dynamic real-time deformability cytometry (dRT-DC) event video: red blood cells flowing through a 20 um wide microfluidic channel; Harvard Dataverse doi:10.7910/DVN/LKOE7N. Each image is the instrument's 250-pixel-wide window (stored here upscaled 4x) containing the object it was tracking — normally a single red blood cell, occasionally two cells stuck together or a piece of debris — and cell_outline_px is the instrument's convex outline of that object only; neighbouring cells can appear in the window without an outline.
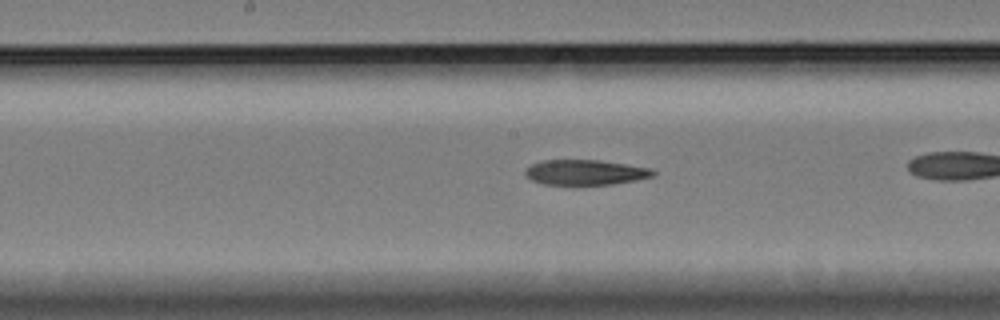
{"species": "Egyptian fruit bat (a non-hibernating species)", "species_latin": "Rousettus aegyptiacus", "temperature_condition": "cold", "stored_images_in_passage": 38, "camera_frame_rate_fps": 3000, "um_per_image_px": 0.085, "animal": {"sex": "female"}, "frame": {"image": 1, "passage_image": 22, "time_ms": 7.0, "image_size_px": [1000, 320], "cell_outline_px": [[656, 172], [652, 176], [636, 180], [612, 184], [576, 188], [572, 188], [544, 184], [532, 180], [524, 176], [524, 172], [532, 164], [544, 160], [596, 160], [652, 168]], "centroid_in_image_um": [49.7, 14.71], "position_along_channel_um": 198.5, "area_um2": 19.54}}
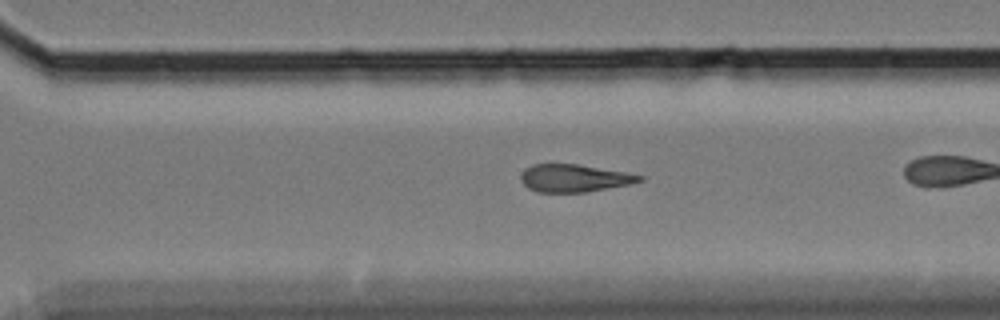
{"frame": {"image": 2, "passage_image": 33, "time_ms": 10.667, "image_size_px": [1000, 320], "cell_outline_px": [[644, 180], [632, 184], [588, 192], [540, 192], [528, 188], [520, 180], [520, 176], [524, 168], [532, 164], [576, 164], [624, 172], [644, 176]], "centroid_in_image_um": [48.8, 15.15], "position_along_channel_um": 321.8, "area_um2": 19.13}}